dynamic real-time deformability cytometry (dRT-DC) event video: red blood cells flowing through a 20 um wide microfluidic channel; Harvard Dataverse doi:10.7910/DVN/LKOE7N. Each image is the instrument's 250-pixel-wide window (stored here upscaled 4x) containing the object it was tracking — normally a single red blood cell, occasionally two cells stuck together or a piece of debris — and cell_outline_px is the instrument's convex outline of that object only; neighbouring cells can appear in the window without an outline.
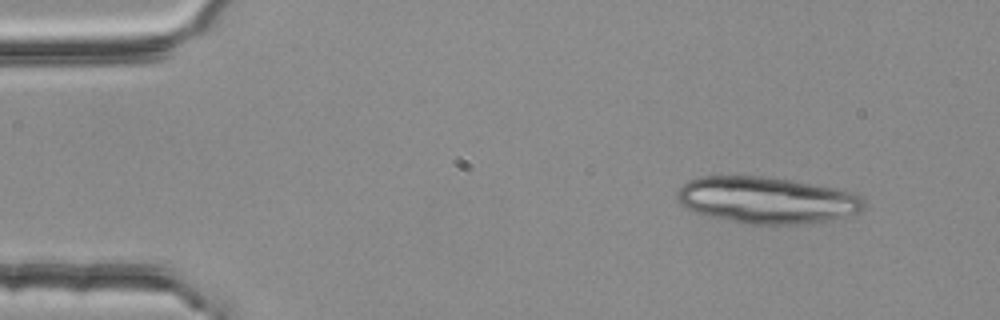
{"species": "common noctule bat (a hibernating species)", "species_latin": "Nyctalus noctula", "temperature_condition": "room temperature", "stored_images_in_passage": 2, "camera_frame_rate_fps": 3000, "um_per_image_px": 0.085, "animal": {"sex": "female", "body_mass_g": 25.1}, "frame": {"image": 1, "passage_image": 2, "time_ms": 0.333, "image_size_px": [1000, 320], "cell_outline_px": [[864, 208], [860, 212], [832, 220], [800, 224], [748, 224], [708, 216], [684, 208], [680, 204], [676, 196], [676, 192], [688, 180], [700, 176], [760, 176], [788, 180], [836, 188], [856, 192], [864, 200]], "centroid_in_image_um": [65.18, 17.01], "position_along_channel_um": 19.8, "area_um2": 50.86}}